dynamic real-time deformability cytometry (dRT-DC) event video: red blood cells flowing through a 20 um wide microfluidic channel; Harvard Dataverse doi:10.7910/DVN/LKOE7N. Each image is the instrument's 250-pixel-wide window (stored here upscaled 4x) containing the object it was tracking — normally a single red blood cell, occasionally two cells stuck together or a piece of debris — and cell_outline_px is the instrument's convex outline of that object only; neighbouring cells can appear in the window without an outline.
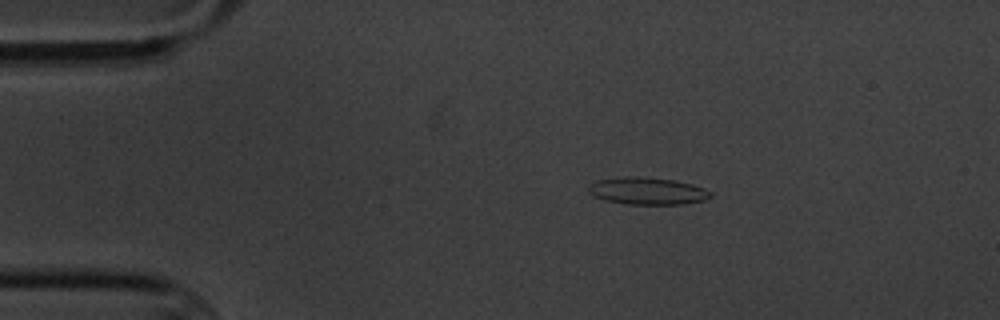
{"species": "common noctule bat (a hibernating species)", "species_latin": "Nyctalus noctula", "temperature_condition": "cold", "stored_images_in_passage": 10, "camera_frame_rate_fps": 3000, "um_per_image_px": 0.085, "animal": {"sex": "male", "body_mass_g": 20.1, "forearm_length_mm": 53.5}, "frame": {"image": 1, "passage_image": 2, "time_ms": 1.0, "image_size_px": [1000, 320], "cell_outline_px": [[712, 196], [704, 200], [680, 204], [628, 204], [604, 200], [592, 196], [588, 192], [588, 184], [596, 180], [624, 176], [636, 176], [676, 180], [692, 184], [704, 188], [712, 192]], "centroid_in_image_um": [54.99, 16.22], "position_along_channel_um": 30.0, "area_um2": 19.54}}
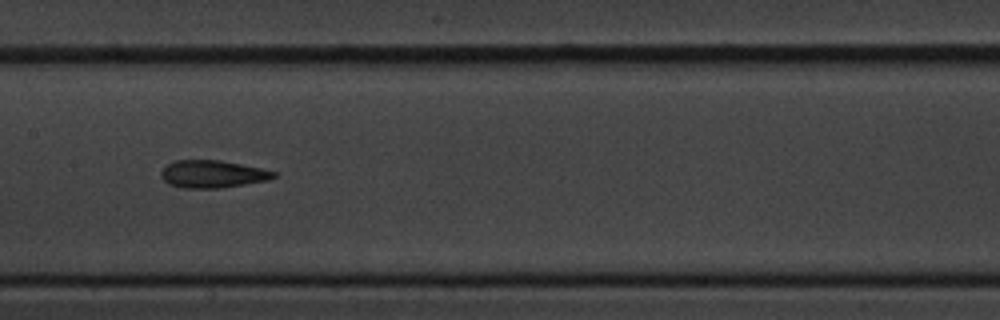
{"frame": {"image": 2, "passage_image": 7, "time_ms": 7.0, "image_size_px": [1000, 320], "cell_outline_px": [[276, 176], [268, 180], [220, 188], [180, 188], [168, 184], [160, 176], [160, 172], [168, 164], [176, 160], [220, 160], [260, 168], [276, 172]], "centroid_in_image_um": [18.03, 14.8], "position_along_channel_um": 189.4, "area_um2": 17.98}}
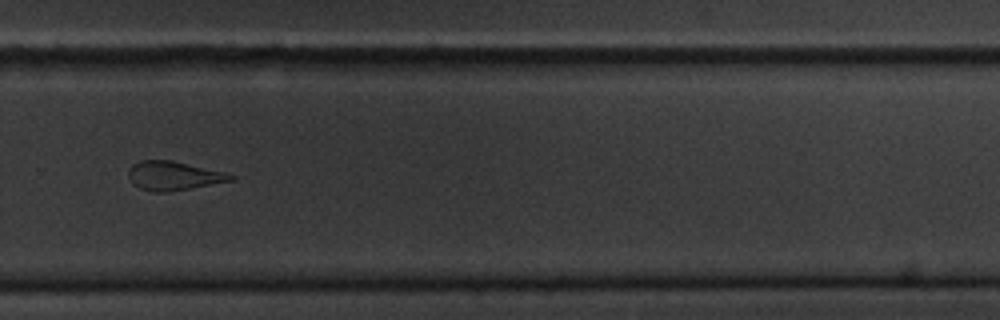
{"frame": {"image": 3, "passage_image": 10, "time_ms": 10.667, "image_size_px": [1000, 320], "cell_outline_px": [[236, 176], [232, 180], [168, 192], [152, 192], [140, 188], [128, 176], [128, 172], [132, 164], [140, 160], [172, 160], [224, 172]], "centroid_in_image_um": [14.73, 14.93], "position_along_channel_um": 315.1, "area_um2": 16.94}}